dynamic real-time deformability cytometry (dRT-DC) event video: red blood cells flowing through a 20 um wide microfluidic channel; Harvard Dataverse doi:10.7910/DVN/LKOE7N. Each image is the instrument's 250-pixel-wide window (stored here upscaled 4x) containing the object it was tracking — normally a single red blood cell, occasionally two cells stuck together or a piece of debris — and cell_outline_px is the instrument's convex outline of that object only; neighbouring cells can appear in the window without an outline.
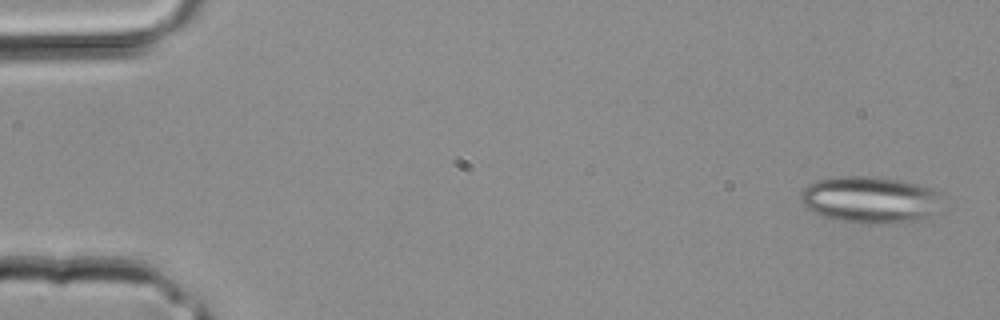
{"species": "common noctule bat (a hibernating species)", "species_latin": "Nyctalus noctula", "temperature_condition": "room temperature", "stored_images_in_passage": 3, "camera_frame_rate_fps": 3000, "um_per_image_px": 0.085, "animal": {"sex": "male", "body_mass_g": 20.4}, "frame": {"image": 1, "passage_image": 1, "time_ms": 0.0, "image_size_px": [1000, 320], "cell_outline_px": [[944, 212], [924, 220], [888, 224], [860, 224], [836, 220], [824, 216], [808, 208], [800, 200], [800, 192], [808, 184], [832, 176], [880, 176], [900, 180], [936, 188], [944, 192]], "centroid_in_image_um": [74.16, 16.99], "position_along_channel_um": 10.8, "area_um2": 40.29}}